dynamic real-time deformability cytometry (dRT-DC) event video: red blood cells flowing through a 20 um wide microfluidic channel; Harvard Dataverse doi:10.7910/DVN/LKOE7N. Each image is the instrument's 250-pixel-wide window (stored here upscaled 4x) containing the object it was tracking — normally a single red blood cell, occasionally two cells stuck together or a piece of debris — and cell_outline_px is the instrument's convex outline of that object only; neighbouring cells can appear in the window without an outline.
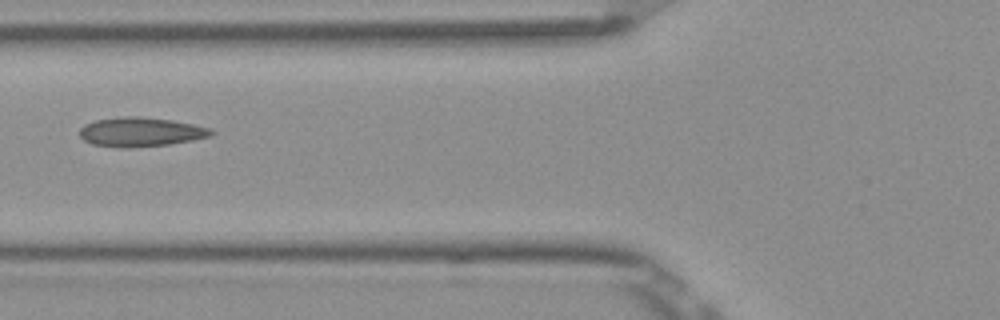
{"species": "Egyptian fruit bat (a non-hibernating species)", "species_latin": "Rousettus aegyptiacus", "temperature_condition": "room temperature", "stored_images_in_passage": 5, "camera_frame_rate_fps": 3000, "um_per_image_px": 0.085, "frame": {"image": 1, "passage_image": 5, "time_ms": 1.333, "image_size_px": [1000, 320], "cell_outline_px": [[216, 132], [212, 136], [192, 140], [168, 144], [120, 148], [116, 148], [92, 144], [84, 140], [80, 136], [80, 128], [84, 124], [96, 120], [128, 116], [136, 116], [172, 120], [212, 128]], "centroid_in_image_um": [11.97, 11.22], "position_along_channel_um": 113.8, "area_um2": 22.37}}